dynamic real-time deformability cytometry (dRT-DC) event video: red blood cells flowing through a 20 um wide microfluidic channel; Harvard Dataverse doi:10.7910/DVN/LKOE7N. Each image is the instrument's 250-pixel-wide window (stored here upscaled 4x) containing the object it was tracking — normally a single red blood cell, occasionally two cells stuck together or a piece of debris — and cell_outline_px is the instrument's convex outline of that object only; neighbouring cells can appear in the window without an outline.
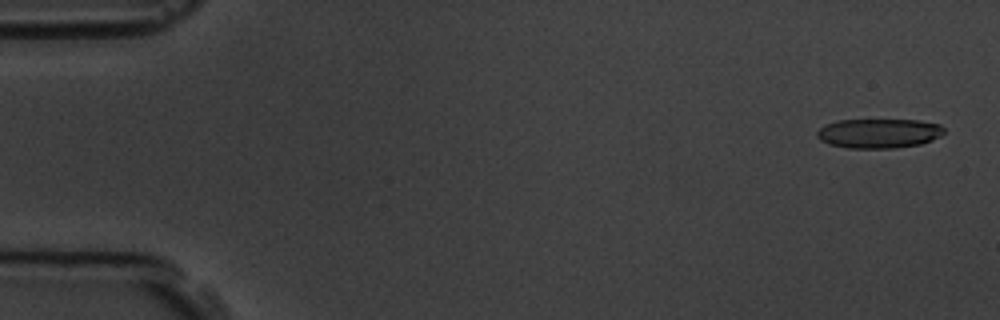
{"species": "common noctule bat (a hibernating species)", "species_latin": "Nyctalus noctula", "temperature_condition": "room temperature", "stored_images_in_passage": 11, "camera_frame_rate_fps": 3000, "um_per_image_px": 0.085, "animal": {"sex": "male", "body_mass_g": 19.5, "forearm_length_mm": 54.6}, "frame": {"image": 1, "passage_image": 1, "time_ms": 0.0, "image_size_px": [1000, 320], "cell_outline_px": [[944, 132], [940, 136], [932, 140], [920, 144], [896, 148], [848, 148], [828, 144], [820, 140], [816, 136], [816, 132], [820, 128], [836, 120], [920, 120], [940, 124], [944, 128]], "centroid_in_image_um": [74.7, 11.33], "position_along_channel_um": 10.3, "area_um2": 21.91}}
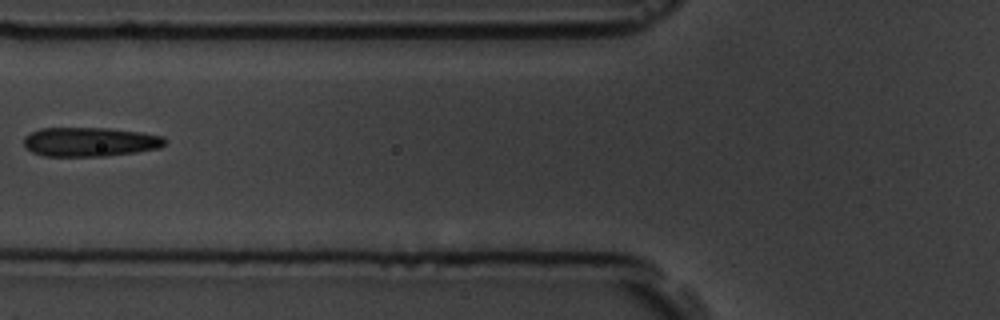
{"frame": {"image": 2, "passage_image": 6, "time_ms": 6.667, "image_size_px": [1000, 320], "cell_outline_px": [[168, 140], [160, 148], [136, 152], [104, 156], [44, 156], [32, 152], [24, 144], [24, 136], [40, 128], [108, 128], [140, 132], [164, 136]], "centroid_in_image_um": [7.67, 12.06], "position_along_channel_um": 118.1, "area_um2": 24.04}}
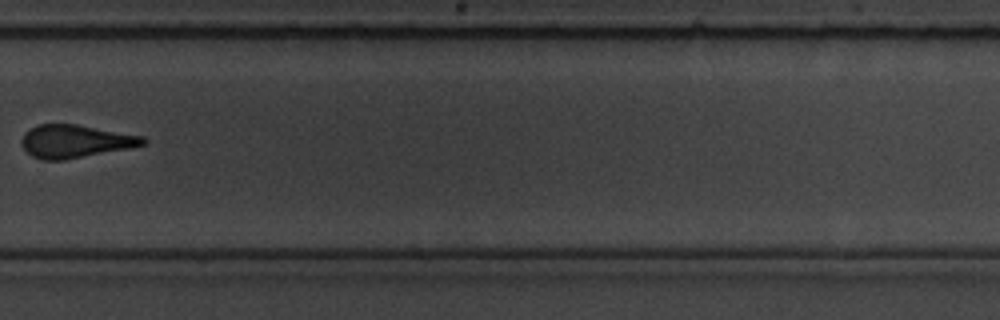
{"frame": {"image": 3, "passage_image": 11, "time_ms": 12.333, "image_size_px": [1000, 320], "cell_outline_px": [[148, 140], [144, 144], [132, 148], [64, 160], [40, 160], [32, 156], [20, 144], [20, 140], [24, 132], [28, 128], [40, 124], [76, 124], [144, 136]], "centroid_in_image_um": [6.38, 12.01], "position_along_channel_um": 323.4, "area_um2": 23.58}}